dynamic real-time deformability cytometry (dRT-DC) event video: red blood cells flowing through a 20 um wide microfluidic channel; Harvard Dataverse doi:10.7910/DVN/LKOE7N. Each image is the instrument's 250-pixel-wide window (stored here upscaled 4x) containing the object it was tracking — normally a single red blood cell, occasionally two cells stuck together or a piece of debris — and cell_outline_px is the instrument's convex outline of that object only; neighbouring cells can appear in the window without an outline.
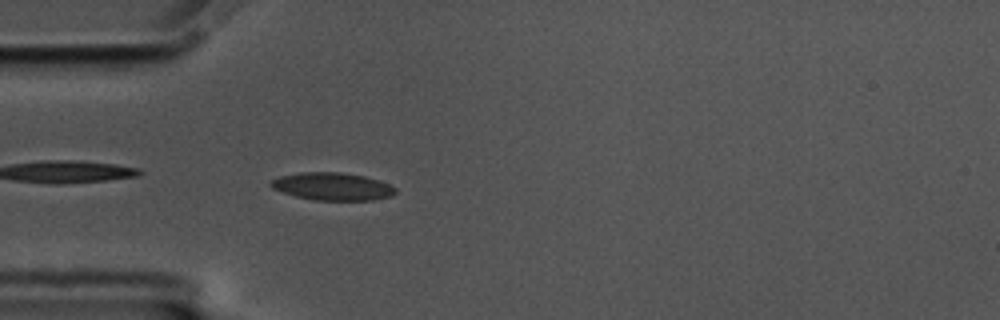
{"species": "common noctule bat (a hibernating species)", "species_latin": "Nyctalus noctula", "temperature_condition": "cold", "stored_images_in_passage": 43, "camera_frame_rate_fps": 3000, "um_per_image_px": 0.085, "animal": {"sex": "male", "body_mass_g": 17.5, "forearm_length_mm": 52.3}, "frame": {"image": 1, "passage_image": 2, "time_ms": 0.333, "image_size_px": [1000, 320], "cell_outline_px": [[396, 192], [392, 196], [372, 200], [312, 200], [296, 196], [272, 188], [268, 184], [272, 180], [280, 176], [300, 172], [340, 172], [364, 176], [380, 180], [396, 188]], "centroid_in_image_um": [28.26, 15.84], "position_along_channel_um": 56.7, "area_um2": 20.06}}
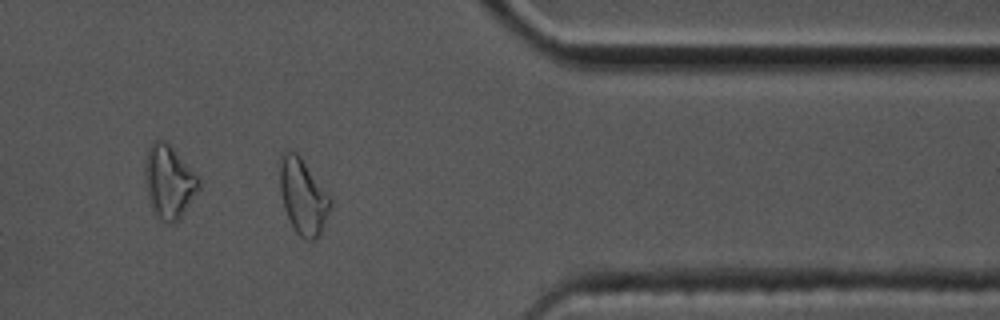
{"frame": {"image": 2, "passage_image": 32, "time_ms": 10.333, "image_size_px": [1000, 320], "cell_outline_px": [[332, 204], [324, 224], [316, 240], [304, 240], [296, 232], [284, 208], [280, 192], [280, 156], [288, 148], [296, 152], [300, 156], [332, 196]], "centroid_in_image_um": [25.77, 16.67], "position_along_channel_um": 385.6, "area_um2": 22.48}}
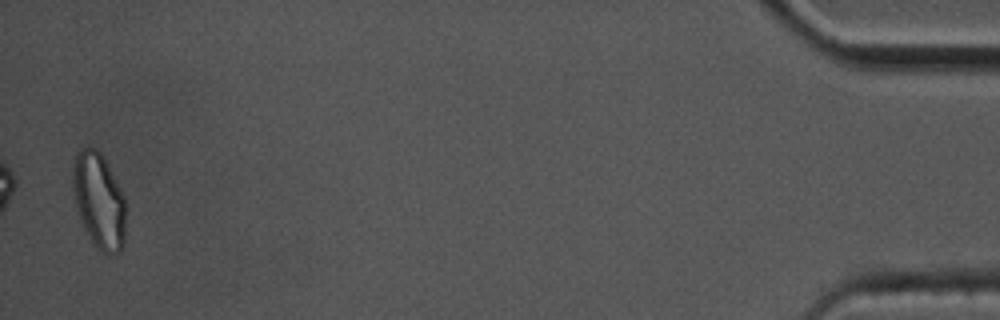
{"frame": {"image": 3, "passage_image": 42, "time_ms": 13.667, "image_size_px": [1000, 320], "cell_outline_px": [[124, 244], [120, 252], [112, 256], [100, 252], [92, 244], [84, 232], [76, 208], [72, 184], [72, 172], [76, 152], [80, 148], [96, 148], [104, 156], [124, 196]], "centroid_in_image_um": [8.38, 17.1], "position_along_channel_um": 426.8, "area_um2": 30.0}, "authors_computed_cell_mechanics": {"area_um2": 19.4786, "velocity_mm_per_s": 3.4877, "shape_relaxation_time_tau1_ms": 4.8992, "shape_relaxation_time_tau2_ms": 1.843, "deformation_change_tau1": 0.1446, "deformation_change_tau2": 0.0751}}